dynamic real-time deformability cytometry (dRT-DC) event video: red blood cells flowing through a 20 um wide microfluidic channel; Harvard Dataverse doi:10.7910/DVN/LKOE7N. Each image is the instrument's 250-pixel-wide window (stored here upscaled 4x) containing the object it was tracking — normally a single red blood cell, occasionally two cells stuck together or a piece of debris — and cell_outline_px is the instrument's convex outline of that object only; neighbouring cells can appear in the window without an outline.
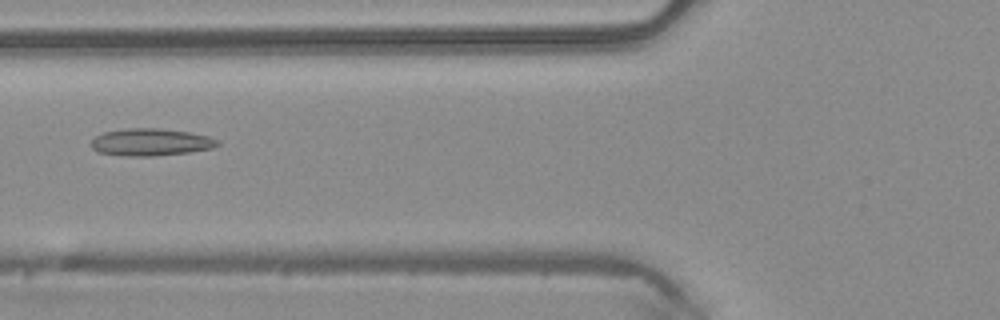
{"species": "common noctule bat (a hibernating species)", "species_latin": "Nyctalus noctula", "temperature_condition": "warm", "stored_images_in_passage": 49, "camera_frame_rate_fps": 3000, "um_per_image_px": 0.085, "animal": {"sex": "male", "body_mass_g": 20.4}, "frame": {"image": 1, "passage_image": 19, "time_ms": 6.0, "image_size_px": [1000, 320], "cell_outline_px": [[220, 144], [212, 148], [188, 152], [152, 156], [124, 156], [96, 152], [88, 144], [96, 136], [104, 132], [128, 128], [160, 128], [188, 132], [208, 136], [220, 140]], "centroid_in_image_um": [12.78, 12.08], "position_along_channel_um": 113.0, "area_um2": 20.17}}
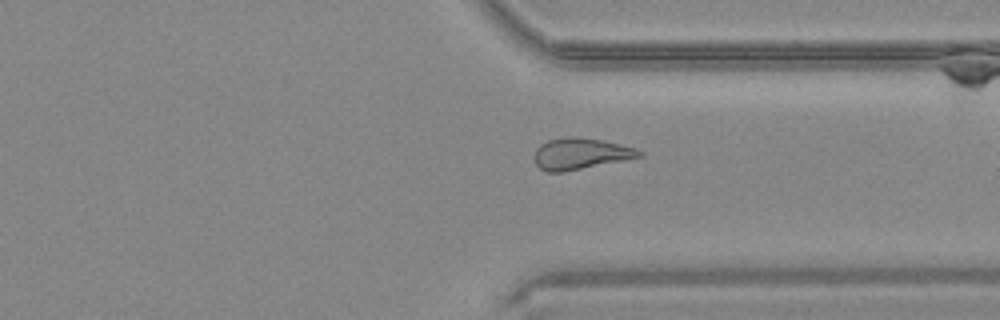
{"frame": {"image": 2, "passage_image": 37, "time_ms": 12.0, "image_size_px": [1000, 320], "cell_outline_px": [[644, 156], [564, 172], [548, 172], [540, 168], [536, 164], [536, 148], [540, 144], [548, 140], [572, 136], [604, 140], [636, 148], [644, 152]], "centroid_in_image_um": [49.39, 13.06], "position_along_channel_um": 362.0, "area_um2": 19.07}}
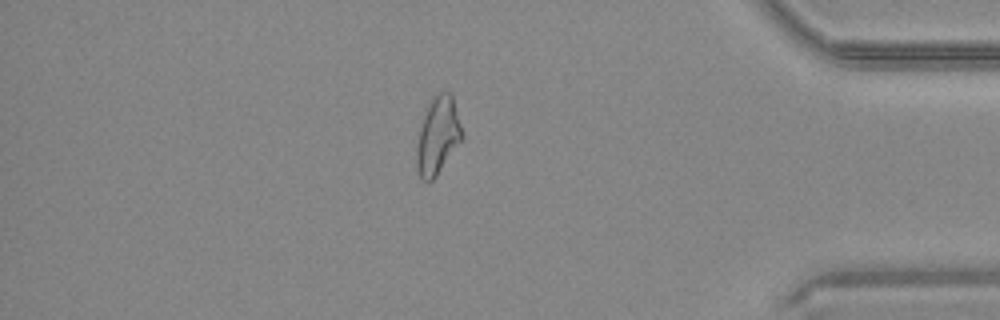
{"frame": {"image": 3, "passage_image": 42, "time_ms": 13.667, "image_size_px": [1000, 320], "cell_outline_px": [[464, 136], [436, 176], [428, 184], [420, 176], [416, 168], [416, 144], [420, 128], [424, 116], [432, 96], [440, 92], [452, 92]], "centroid_in_image_um": [37.21, 11.53], "position_along_channel_um": 398.0, "area_um2": 20.46}, "authors_computed_cell_mechanics": {"area_um2": 20.1722, "velocity_mm_per_s": 4.1481, "shape_relaxation_time_tau1_ms": null, "shape_relaxation_time_tau2_ms": 4.3422, "deformation_change_tau1": null, "deformation_change_tau2": 0.1347}}